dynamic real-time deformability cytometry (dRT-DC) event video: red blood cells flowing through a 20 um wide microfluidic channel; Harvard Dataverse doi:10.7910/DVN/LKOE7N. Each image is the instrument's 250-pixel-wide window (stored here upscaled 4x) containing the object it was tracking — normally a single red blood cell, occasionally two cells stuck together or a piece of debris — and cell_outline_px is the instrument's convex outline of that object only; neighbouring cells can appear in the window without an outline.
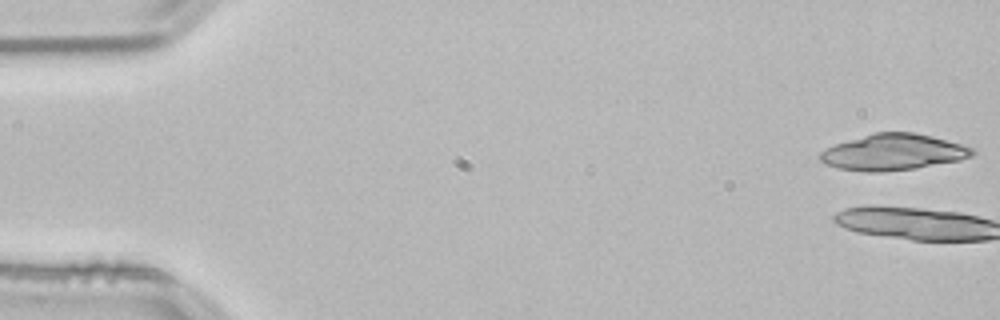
{"species": "common noctule bat (a hibernating species)", "species_latin": "Nyctalus noctula", "temperature_condition": "room temperature", "stored_images_in_passage": 3, "camera_frame_rate_fps": 3000, "um_per_image_px": 0.085, "animal": {"sex": "male", "body_mass_g": 21.5, "forearm_length_mm": 52.0}, "frame": {"image": 1, "passage_image": 1, "time_ms": 0.0, "image_size_px": [1000, 320], "cell_outline_px": [[976, 152], [972, 156], [960, 160], [916, 168], [880, 172], [864, 172], [836, 168], [824, 164], [820, 160], [820, 152], [832, 144], [876, 132], [912, 132], [932, 136], [960, 144], [972, 148]], "centroid_in_image_um": [75.88, 12.94], "position_along_channel_um": 9.1, "area_um2": 32.14}}